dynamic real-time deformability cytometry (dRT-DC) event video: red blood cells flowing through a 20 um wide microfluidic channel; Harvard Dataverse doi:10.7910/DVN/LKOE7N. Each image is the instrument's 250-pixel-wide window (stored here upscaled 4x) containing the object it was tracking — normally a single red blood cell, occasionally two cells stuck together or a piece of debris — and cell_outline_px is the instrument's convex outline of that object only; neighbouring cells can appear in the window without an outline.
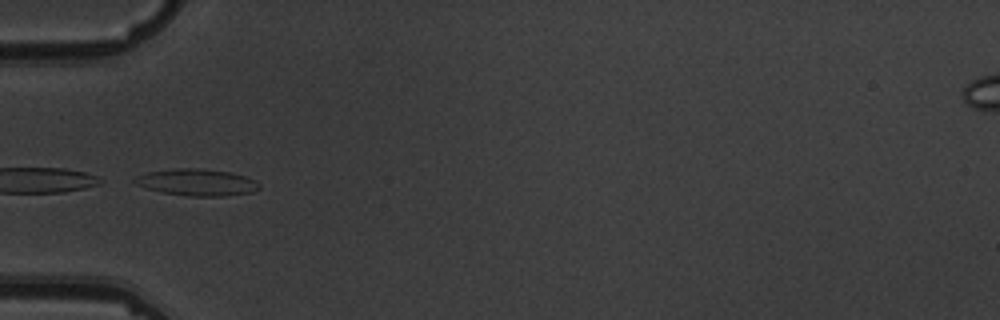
{"species": "common noctule bat (a hibernating species)", "species_latin": "Nyctalus noctula", "temperature_condition": "warm", "stored_images_in_passage": 6, "camera_frame_rate_fps": 3000, "um_per_image_px": 0.085, "animal": {"sex": "male", "body_mass_g": 19.5, "forearm_length_mm": 54.6}, "frame": {"image": 1, "passage_image": 2, "time_ms": 1.0, "image_size_px": [1000, 320], "cell_outline_px": [[260, 188], [252, 192], [224, 196], [184, 196], [160, 192], [136, 184], [132, 180], [136, 176], [148, 172], [172, 168], [200, 168], [232, 172], [256, 180], [260, 184]], "centroid_in_image_um": [16.74, 15.49], "position_along_channel_um": 68.3, "area_um2": 19.59}}
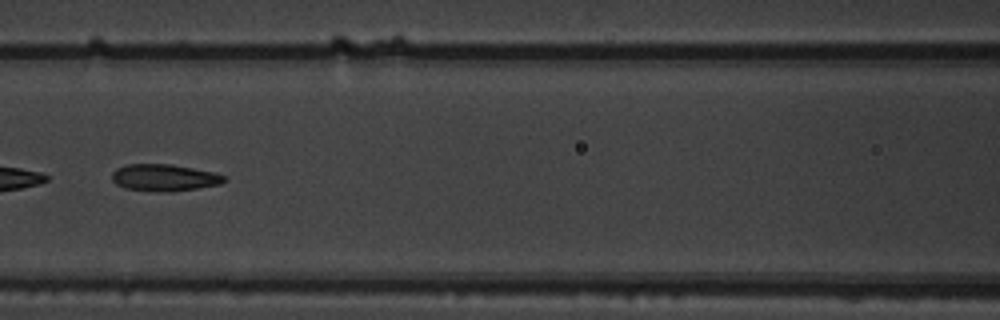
{"frame": {"image": 2, "passage_image": 4, "time_ms": 3.333, "image_size_px": [1000, 320], "cell_outline_px": [[228, 180], [220, 184], [172, 192], [168, 192], [124, 188], [116, 184], [112, 180], [112, 172], [116, 168], [128, 164], [172, 164], [216, 172], [224, 176]], "centroid_in_image_um": [13.98, 15.09], "position_along_channel_um": 152.6, "area_um2": 17.63}}
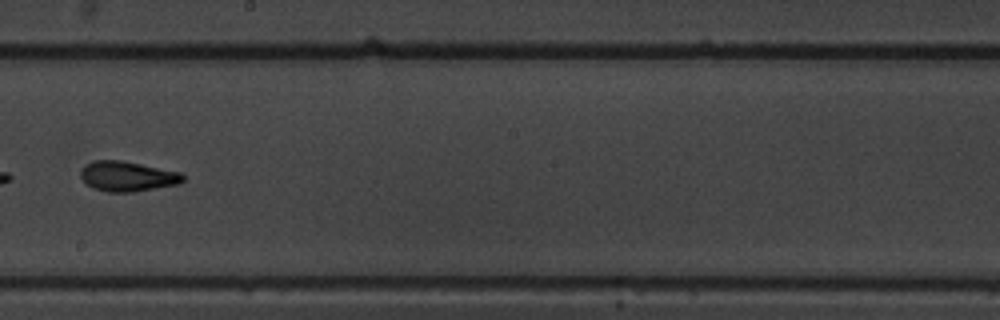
{"frame": {"image": 3, "passage_image": 6, "time_ms": 5.667, "image_size_px": [1000, 320], "cell_outline_px": [[184, 180], [180, 184], [132, 192], [108, 192], [92, 188], [80, 176], [80, 168], [84, 164], [92, 160], [120, 160], [180, 172], [184, 176]], "centroid_in_image_um": [10.8, 14.98], "position_along_channel_um": 237.4, "area_um2": 17.98}}